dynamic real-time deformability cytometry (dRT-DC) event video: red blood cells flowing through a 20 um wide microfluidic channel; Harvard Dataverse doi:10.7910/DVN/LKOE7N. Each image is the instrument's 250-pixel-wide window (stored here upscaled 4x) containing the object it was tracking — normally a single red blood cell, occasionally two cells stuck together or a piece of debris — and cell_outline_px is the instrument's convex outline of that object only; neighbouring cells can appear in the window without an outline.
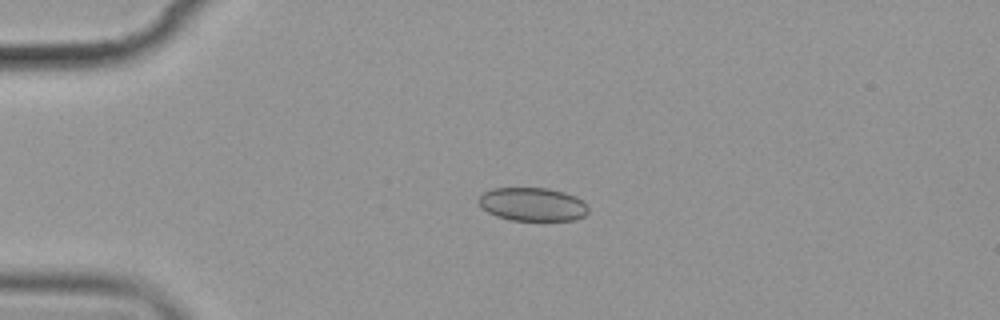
{"species": "common noctule bat (a hibernating species)", "species_latin": "Nyctalus noctula", "temperature_condition": "cold", "stored_images_in_passage": 4, "camera_frame_rate_fps": 3000, "um_per_image_px": 0.085, "animal": {"sex": "female", "body_mass_g": 19.9}, "frame": {"image": 1, "passage_image": 3, "time_ms": 2.667, "image_size_px": [1000, 320], "cell_outline_px": [[588, 212], [584, 216], [576, 220], [512, 220], [496, 216], [480, 208], [476, 200], [484, 192], [492, 188], [548, 188], [564, 192], [576, 196], [588, 204]], "centroid_in_image_um": [45.26, 17.36], "position_along_channel_um": 39.7, "area_um2": 21.62}}